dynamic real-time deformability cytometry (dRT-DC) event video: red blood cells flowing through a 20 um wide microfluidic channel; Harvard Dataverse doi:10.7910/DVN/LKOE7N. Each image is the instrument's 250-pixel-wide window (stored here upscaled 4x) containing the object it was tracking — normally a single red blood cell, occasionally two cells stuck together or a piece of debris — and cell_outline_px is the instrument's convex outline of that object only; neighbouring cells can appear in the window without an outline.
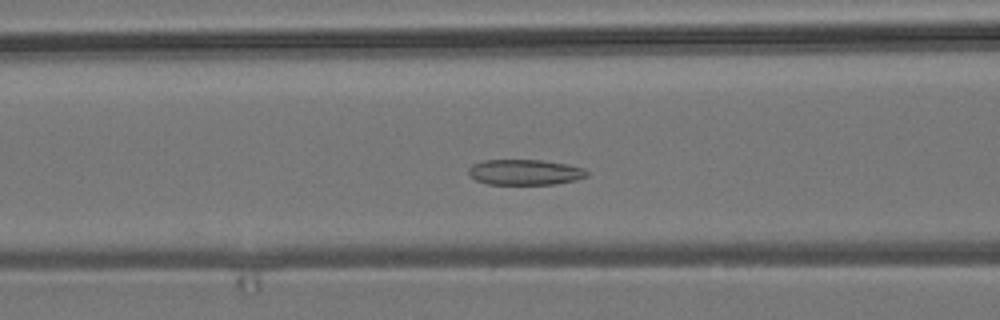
{"species": "common noctule bat (a hibernating species)", "species_latin": "Nyctalus noctula", "temperature_condition": "room temperature", "stored_images_in_passage": 46, "camera_frame_rate_fps": 3000, "um_per_image_px": 0.085, "animal": {"sex": "male", "body_mass_g": 19.2, "forearm_length_mm": 51.8}, "frame": {"image": 1, "passage_image": 13, "time_ms": 4.0, "image_size_px": [1000, 320], "cell_outline_px": [[588, 176], [576, 180], [556, 184], [488, 184], [476, 180], [468, 176], [468, 168], [472, 164], [484, 160], [540, 160], [568, 164], [584, 168], [588, 172]], "centroid_in_image_um": [44.61, 14.64], "position_along_channel_um": 122.0, "area_um2": 17.74}}
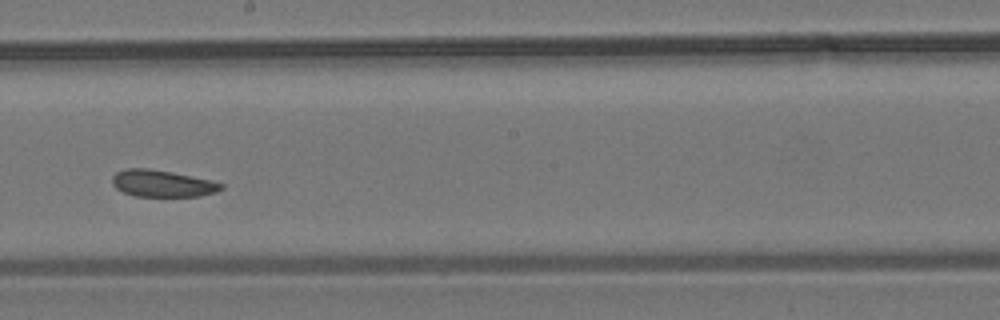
{"frame": {"image": 2, "passage_image": 22, "time_ms": 7.0, "image_size_px": [1000, 320], "cell_outline_px": [[224, 188], [216, 192], [200, 196], [136, 196], [124, 192], [116, 188], [112, 184], [112, 176], [116, 172], [124, 168], [148, 168], [172, 172], [212, 180], [224, 184]], "centroid_in_image_um": [13.8, 15.59], "position_along_channel_um": 234.4, "area_um2": 17.11}}
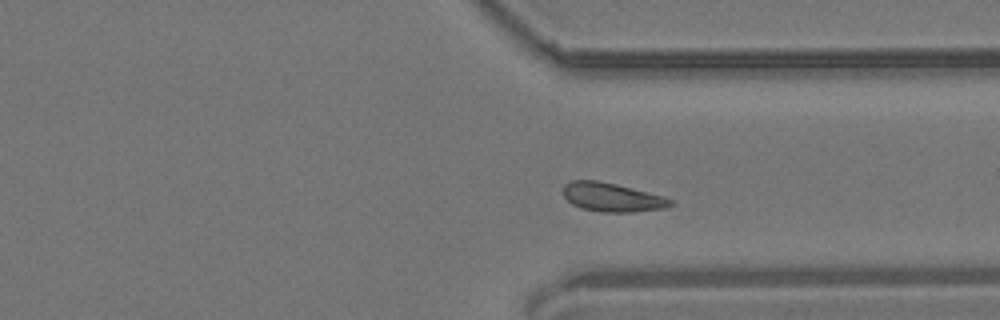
{"frame": {"image": 3, "passage_image": 32, "time_ms": 10.333, "image_size_px": [1000, 320], "cell_outline_px": [[672, 204], [664, 208], [632, 212], [600, 212], [580, 208], [572, 204], [564, 196], [564, 184], [572, 180], [596, 180], [616, 184], [664, 196], [672, 200]], "centroid_in_image_um": [52.0, 16.77], "position_along_channel_um": 359.4, "area_um2": 17.92}, "authors_computed_cell_mechanics": {"area_um2": 17.8602, "velocity_mm_per_s": 3.7476, "shape_relaxation_time_tau1_ms": 3.0998, "shape_relaxation_time_tau2_ms": 4.3978, "deformation_change_tau1": 0.0696, "deformation_change_tau2": 0.0989}}